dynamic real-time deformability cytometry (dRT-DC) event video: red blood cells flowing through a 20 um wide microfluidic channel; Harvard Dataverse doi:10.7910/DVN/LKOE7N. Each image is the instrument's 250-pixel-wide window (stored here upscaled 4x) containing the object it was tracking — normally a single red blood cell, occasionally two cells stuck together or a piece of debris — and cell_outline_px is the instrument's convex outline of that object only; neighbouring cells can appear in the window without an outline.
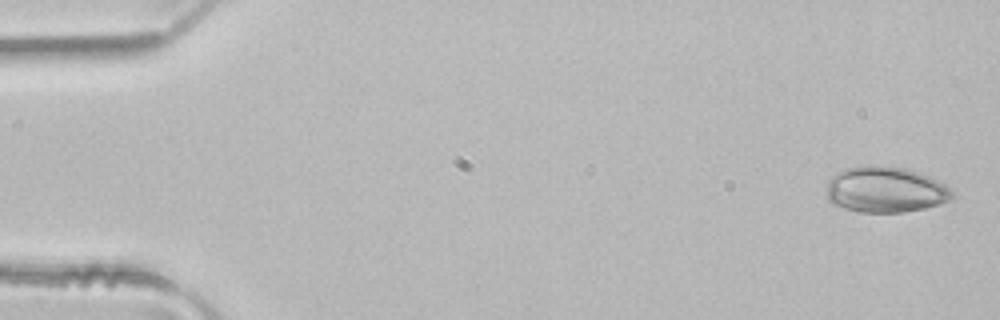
{"species": "common noctule bat (a hibernating species)", "species_latin": "Nyctalus noctula", "temperature_condition": "room temperature", "stored_images_in_passage": 4, "camera_frame_rate_fps": 3000, "um_per_image_px": 0.085, "animal": {"sex": "male", "body_mass_g": 21.5, "forearm_length_mm": 52.0}, "frame": {"image": 1, "passage_image": 1, "time_ms": 0.0, "image_size_px": [1000, 320], "cell_outline_px": [[956, 196], [940, 204], [924, 208], [904, 212], [860, 212], [844, 208], [832, 204], [828, 200], [828, 180], [836, 172], [844, 168], [904, 168], [928, 176], [952, 188], [956, 192]], "centroid_in_image_um": [75.29, 16.17], "position_along_channel_um": 9.7, "area_um2": 32.95}}